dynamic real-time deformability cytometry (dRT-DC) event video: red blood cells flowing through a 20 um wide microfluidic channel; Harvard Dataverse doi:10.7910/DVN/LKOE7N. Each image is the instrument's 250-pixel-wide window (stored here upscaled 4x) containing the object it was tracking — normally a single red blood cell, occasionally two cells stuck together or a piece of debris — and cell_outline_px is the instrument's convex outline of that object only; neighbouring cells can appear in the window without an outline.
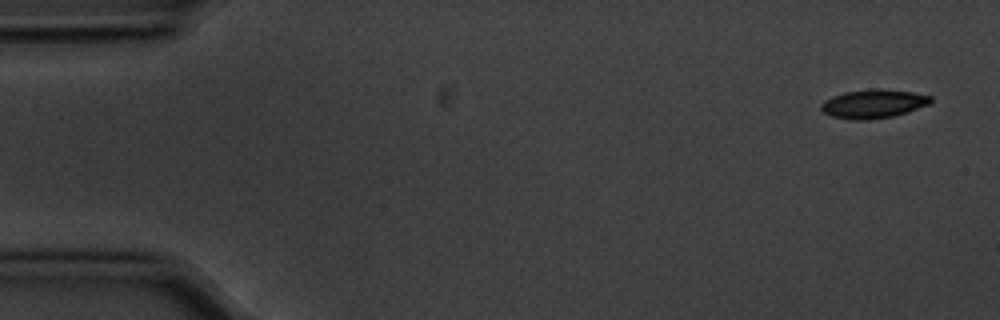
{"species": "common noctule bat (a hibernating species)", "species_latin": "Nyctalus noctula", "temperature_condition": "cold", "stored_images_in_passage": 4, "camera_frame_rate_fps": 3000, "um_per_image_px": 0.085, "animal": {"sex": "male", "body_mass_g": 20.1, "forearm_length_mm": 53.5}, "frame": {"image": 1, "passage_image": 1, "time_ms": 0.0, "image_size_px": [1000, 320], "cell_outline_px": [[932, 100], [928, 104], [908, 112], [892, 116], [868, 120], [852, 120], [832, 116], [820, 112], [820, 104], [824, 100], [832, 96], [844, 92], [912, 92], [932, 96]], "centroid_in_image_um": [74.16, 8.89], "position_along_channel_um": 10.8, "area_um2": 17.46}}